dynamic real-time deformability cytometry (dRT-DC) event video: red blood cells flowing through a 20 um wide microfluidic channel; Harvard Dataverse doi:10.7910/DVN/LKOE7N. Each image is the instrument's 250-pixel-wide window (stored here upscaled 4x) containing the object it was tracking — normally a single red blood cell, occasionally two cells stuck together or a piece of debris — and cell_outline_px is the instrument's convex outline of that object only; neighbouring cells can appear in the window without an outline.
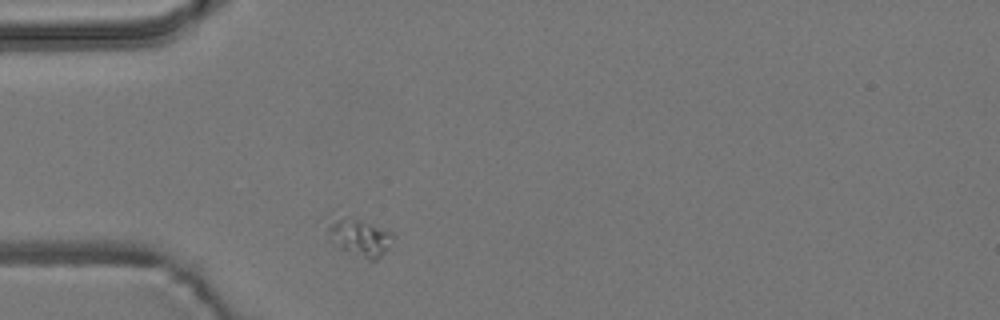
{"species": "common noctule bat (a hibernating species)", "species_latin": "Nyctalus noctula", "temperature_condition": "room temperature", "stored_images_in_passage": 1, "camera_frame_rate_fps": 3000, "um_per_image_px": 0.085, "animal": {"sex": "male", "body_mass_g": 19.2, "forearm_length_mm": 51.8}, "frame": {"image": 1, "passage_image": 1, "time_ms": 0.0, "image_size_px": [1000, 320], "cell_outline_px": [[396, 236], [388, 248], [376, 260], [368, 260], [340, 248], [328, 240], [328, 228], [332, 208], [392, 232]], "centroid_in_image_um": [30.46, 20.05], "position_along_channel_um": 54.5, "area_um2": 15.14}}